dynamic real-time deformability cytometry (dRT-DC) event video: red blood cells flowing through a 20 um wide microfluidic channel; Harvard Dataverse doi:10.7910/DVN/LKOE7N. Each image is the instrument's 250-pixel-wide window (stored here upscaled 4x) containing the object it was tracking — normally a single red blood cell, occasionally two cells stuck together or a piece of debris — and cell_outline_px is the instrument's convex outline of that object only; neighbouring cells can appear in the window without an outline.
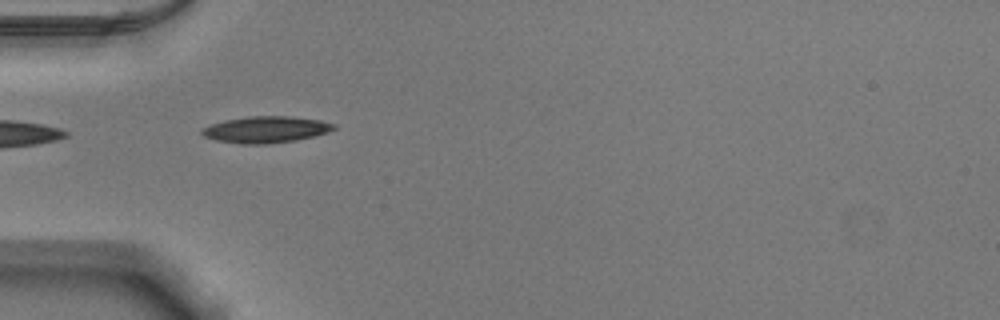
{"species": "Egyptian fruit bat (a non-hibernating species)", "species_latin": "Rousettus aegyptiacus", "temperature_condition": "warm", "stored_images_in_passage": 17, "camera_frame_rate_fps": 3000, "um_per_image_px": 0.085, "animal": {"sex": "male"}, "frame": {"image": 1, "passage_image": 1, "time_ms": 0.0, "image_size_px": [1000, 320], "cell_outline_px": [[336, 128], [328, 132], [316, 136], [296, 140], [264, 144], [244, 144], [216, 140], [204, 136], [200, 132], [204, 128], [212, 124], [224, 120], [248, 116], [288, 116], [320, 120], [336, 124]], "centroid_in_image_um": [22.63, 11.01], "position_along_channel_um": 62.4, "area_um2": 20.29}}
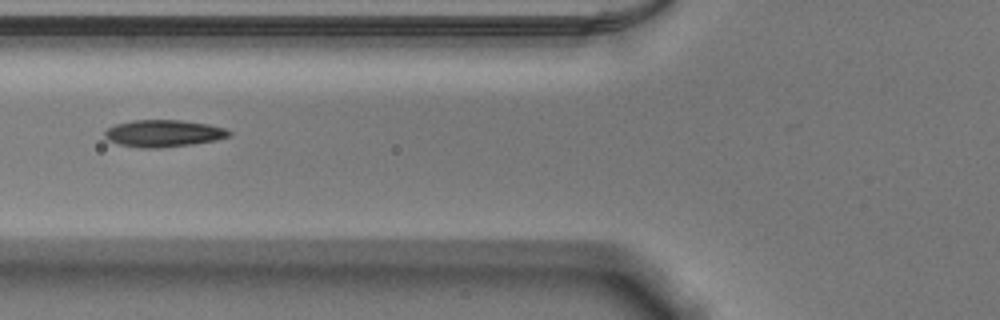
{"frame": {"image": 2, "passage_image": 5, "time_ms": 1.333, "image_size_px": [1000, 320], "cell_outline_px": [[232, 136], [216, 140], [192, 144], [160, 148], [140, 148], [120, 144], [108, 140], [104, 136], [104, 132], [108, 128], [116, 124], [132, 120], [180, 120], [208, 124], [224, 128], [232, 132]], "centroid_in_image_um": [13.91, 11.34], "position_along_channel_um": 111.9, "area_um2": 19.59}}
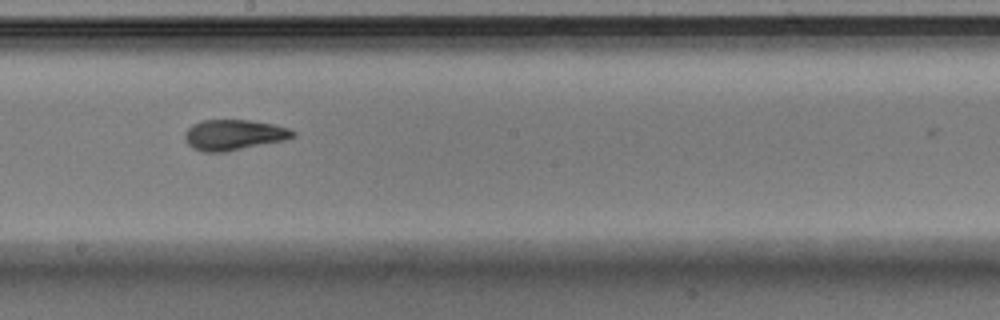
{"frame": {"image": 3, "passage_image": 14, "time_ms": 4.333, "image_size_px": [1000, 320], "cell_outline_px": [[296, 136], [284, 140], [224, 152], [204, 152], [192, 148], [184, 140], [184, 132], [192, 124], [204, 120], [248, 120], [276, 124], [288, 128], [296, 132]], "centroid_in_image_um": [19.86, 11.46], "position_along_channel_um": 228.3, "area_um2": 19.31}}